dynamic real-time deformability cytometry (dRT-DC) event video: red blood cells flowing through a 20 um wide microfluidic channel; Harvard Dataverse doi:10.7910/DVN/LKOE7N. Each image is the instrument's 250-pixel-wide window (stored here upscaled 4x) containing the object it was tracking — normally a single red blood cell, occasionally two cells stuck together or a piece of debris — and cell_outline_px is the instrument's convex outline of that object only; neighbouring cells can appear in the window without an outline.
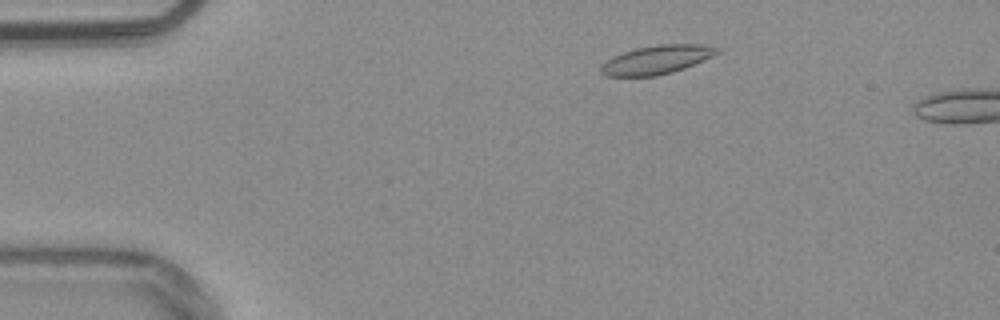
{"species": "common noctule bat (a hibernating species)", "species_latin": "Nyctalus noctula", "temperature_condition": "warm", "stored_images_in_passage": 49, "camera_frame_rate_fps": 3000, "um_per_image_px": 0.085, "animal": {"sex": "male", "body_mass_g": 20.4}, "frame": {"image": 1, "passage_image": 6, "time_ms": 1.667, "image_size_px": [1000, 320], "cell_outline_px": [[720, 52], [712, 56], [684, 68], [672, 72], [656, 76], [604, 76], [600, 72], [600, 64], [612, 56], [636, 48], [660, 44], [700, 44], [720, 48]], "centroid_in_image_um": [55.78, 5.08], "position_along_channel_um": 29.2, "area_um2": 19.42}}
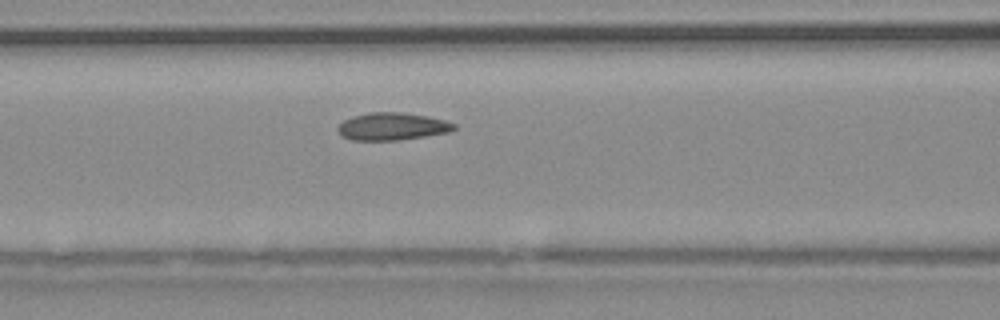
{"frame": {"image": 2, "passage_image": 19, "time_ms": 6.0, "image_size_px": [1000, 320], "cell_outline_px": [[456, 128], [448, 132], [400, 140], [352, 140], [340, 136], [336, 128], [344, 120], [352, 116], [368, 112], [404, 112], [428, 116], [444, 120], [456, 124]], "centroid_in_image_um": [33.3, 10.74], "position_along_channel_um": 133.3, "area_um2": 18.73}}
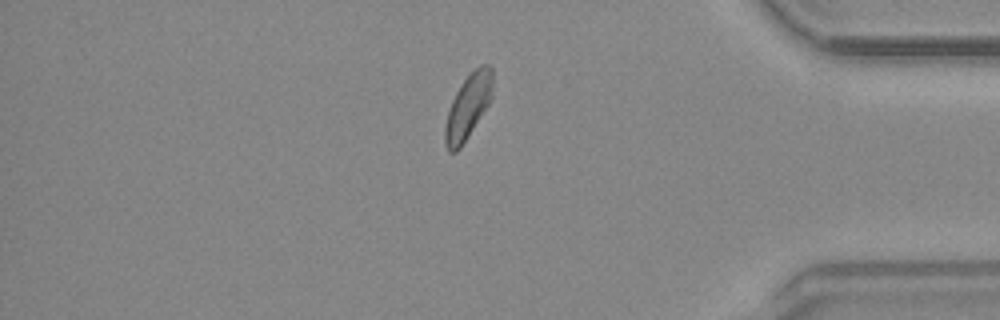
{"frame": {"image": 3, "passage_image": 42, "time_ms": 13.667, "image_size_px": [1000, 320], "cell_outline_px": [[492, 100], [460, 148], [456, 152], [448, 152], [444, 144], [444, 128], [448, 112], [452, 100], [460, 84], [480, 64], [488, 64], [492, 68]], "centroid_in_image_um": [39.78, 9.08], "position_along_channel_um": 395.4, "area_um2": 17.92}}